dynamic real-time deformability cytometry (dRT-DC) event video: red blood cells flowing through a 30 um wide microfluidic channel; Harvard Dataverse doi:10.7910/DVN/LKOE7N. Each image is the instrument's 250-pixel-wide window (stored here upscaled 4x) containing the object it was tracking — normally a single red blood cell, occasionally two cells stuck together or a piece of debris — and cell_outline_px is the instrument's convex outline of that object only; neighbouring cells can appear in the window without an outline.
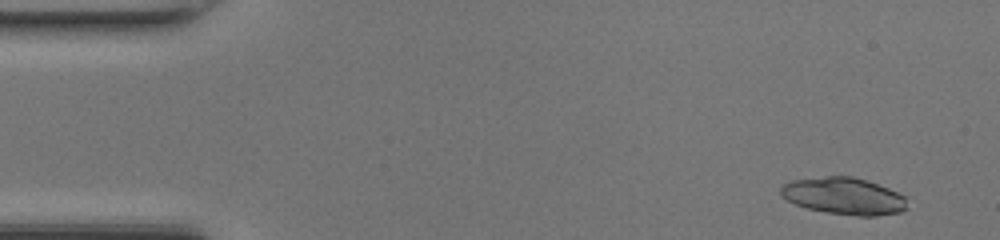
{"species": "common noctule bat (a hibernating species)", "species_latin": "Nyctalus noctula", "temperature_condition": "room temperature", "stored_images_in_passage": 48, "camera_frame_rate_fps": 3000, "um_per_image_px": 0.085, "animal": {"sex": "female", "body_mass_g": 17.0, "forearm_length_mm": 48.0}, "frame": {"image": 1, "passage_image": 4, "time_ms": 1.0, "image_size_px": [1000, 240], "cell_outline_px": [[908, 208], [900, 212], [876, 216], [856, 216], [828, 212], [808, 208], [796, 204], [780, 196], [780, 188], [784, 184], [792, 180], [828, 176], [852, 176], [888, 188], [904, 196]], "centroid_in_image_um": [71.72, 16.67], "position_along_channel_um": 13.3, "area_um2": 26.99}}